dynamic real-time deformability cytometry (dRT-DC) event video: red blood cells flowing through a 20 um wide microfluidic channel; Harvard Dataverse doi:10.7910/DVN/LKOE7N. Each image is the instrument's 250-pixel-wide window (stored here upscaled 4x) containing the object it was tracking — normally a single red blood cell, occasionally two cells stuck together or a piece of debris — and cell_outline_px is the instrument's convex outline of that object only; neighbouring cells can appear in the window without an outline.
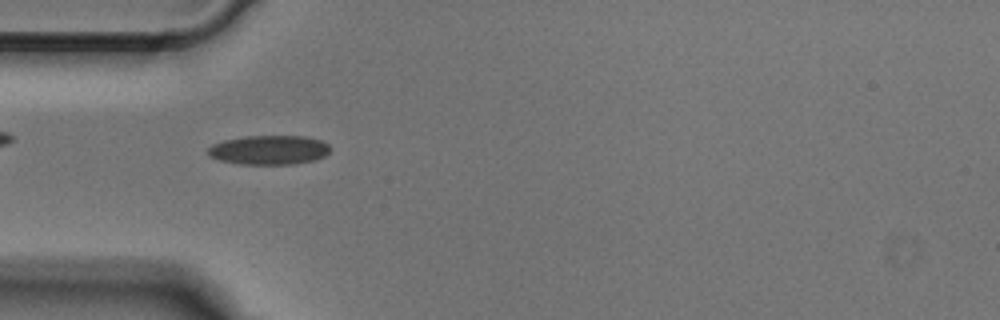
{"species": "Egyptian fruit bat (a non-hibernating species)", "species_latin": "Rousettus aegyptiacus", "temperature_condition": "cold", "stored_images_in_passage": 49, "camera_frame_rate_fps": 3000, "um_per_image_px": 0.085, "animal": {"sex": "male"}, "frame": {"image": 1, "passage_image": 14, "time_ms": 4.333, "image_size_px": [1000, 320], "cell_outline_px": [[332, 148], [324, 156], [316, 160], [296, 164], [240, 164], [220, 160], [208, 156], [208, 148], [212, 144], [224, 140], [248, 136], [304, 136], [320, 140], [328, 144]], "centroid_in_image_um": [22.88, 12.75], "position_along_channel_um": 62.1, "area_um2": 20.92}}
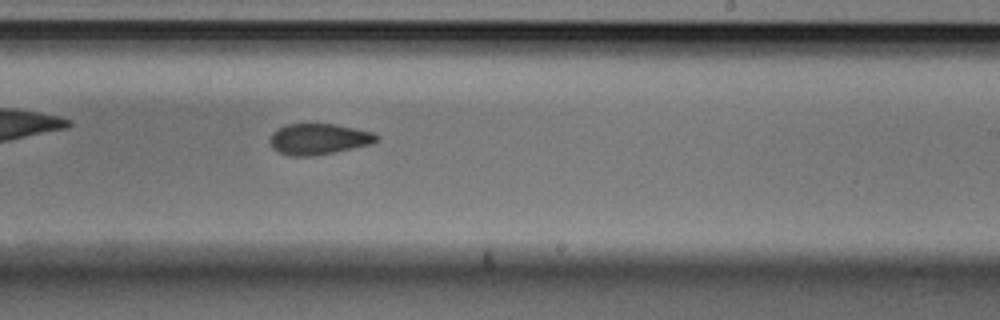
{"frame": {"image": 2, "passage_image": 29, "time_ms": 9.333, "image_size_px": [1000, 320], "cell_outline_px": [[376, 140], [372, 144], [332, 152], [308, 156], [288, 156], [272, 148], [268, 140], [272, 132], [276, 128], [288, 124], [336, 124], [376, 132]], "centroid_in_image_um": [27.05, 11.8], "position_along_channel_um": 262.0, "area_um2": 19.25}}
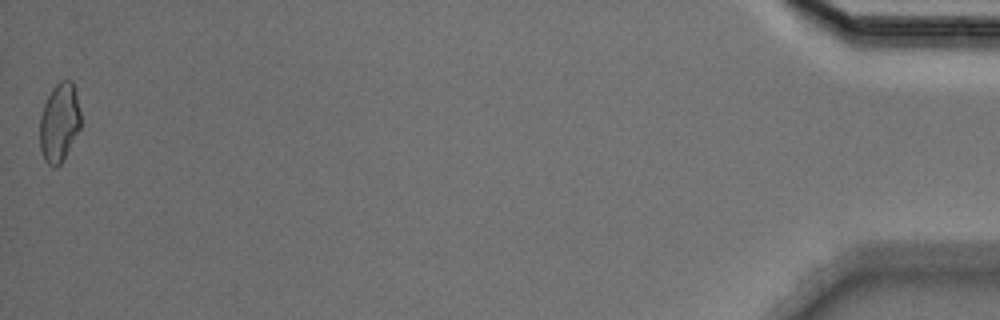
{"frame": {"image": 3, "passage_image": 49, "time_ms": 16.0, "image_size_px": [1000, 320], "cell_outline_px": [[80, 128], [60, 164], [56, 168], [52, 168], [44, 160], [40, 148], [40, 116], [44, 104], [52, 88], [60, 80], [72, 80], [76, 92], [80, 112]], "centroid_in_image_um": [5.03, 10.41], "position_along_channel_um": 430.2, "area_um2": 18.73}}